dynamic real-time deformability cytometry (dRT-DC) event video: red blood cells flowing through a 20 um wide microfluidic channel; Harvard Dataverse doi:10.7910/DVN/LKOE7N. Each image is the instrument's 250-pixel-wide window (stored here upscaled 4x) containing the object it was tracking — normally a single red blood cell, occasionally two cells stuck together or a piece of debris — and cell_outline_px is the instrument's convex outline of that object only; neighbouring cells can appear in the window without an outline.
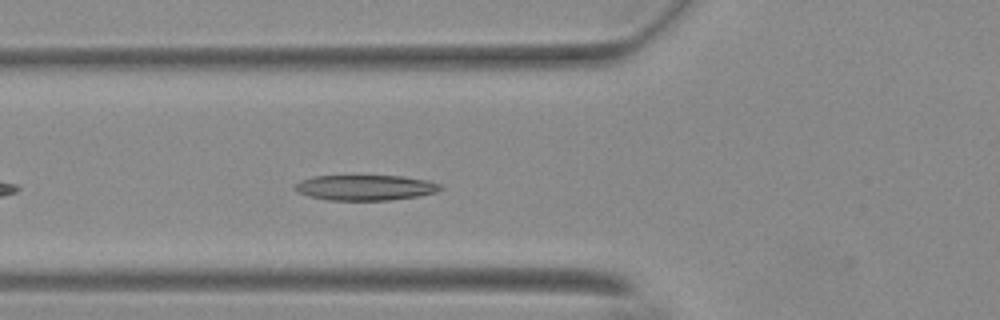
{"species": "Egyptian fruit bat (a non-hibernating species)", "species_latin": "Rousettus aegyptiacus", "temperature_condition": "warm", "stored_images_in_passage": 36, "camera_frame_rate_fps": 3000, "um_per_image_px": 0.085, "animal": {"sex": "female"}, "frame": {"image": 1, "passage_image": 6, "time_ms": 1.667, "image_size_px": [1000, 320], "cell_outline_px": [[444, 188], [436, 192], [420, 196], [392, 200], [328, 200], [308, 196], [292, 188], [300, 180], [312, 176], [400, 176], [428, 180], [440, 184]], "centroid_in_image_um": [31.07, 15.95], "position_along_channel_um": 94.7, "area_um2": 21.62}}
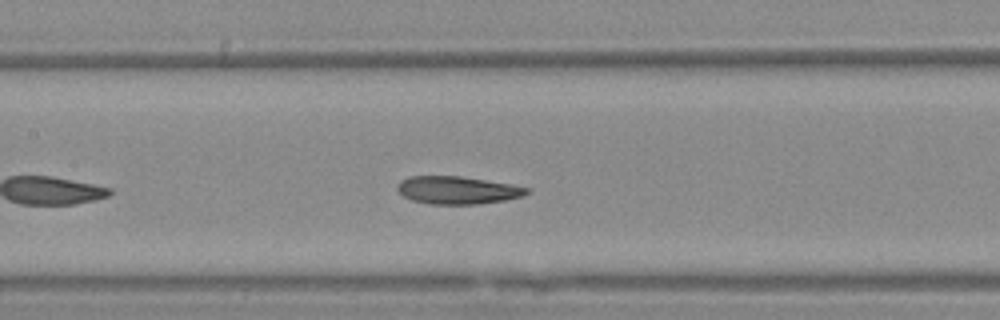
{"frame": {"image": 2, "passage_image": 12, "time_ms": 3.667, "image_size_px": [1000, 320], "cell_outline_px": [[532, 188], [524, 196], [504, 200], [476, 204], [428, 204], [412, 200], [404, 196], [396, 188], [400, 180], [412, 176], [460, 176], [512, 184]], "centroid_in_image_um": [38.91, 16.16], "position_along_channel_um": 168.5, "area_um2": 20.92}}
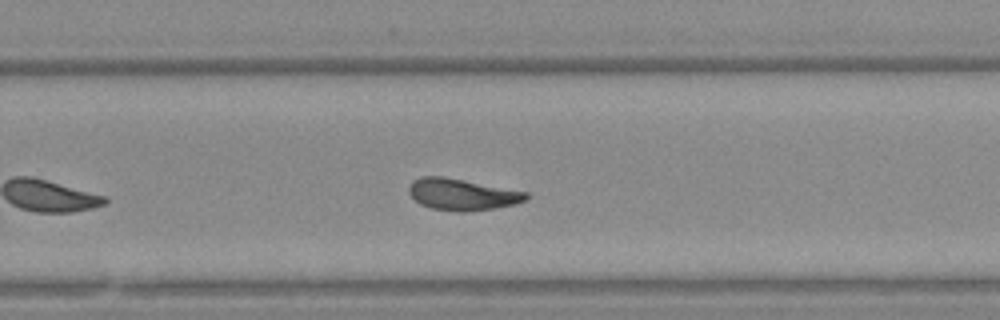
{"frame": {"image": 3, "passage_image": 22, "time_ms": 7.0, "image_size_px": [1000, 320], "cell_outline_px": [[528, 200], [516, 204], [496, 208], [468, 212], [452, 212], [432, 208], [420, 204], [408, 192], [408, 188], [412, 180], [420, 176], [444, 176], [528, 192]], "centroid_in_image_um": [39.29, 16.53], "position_along_channel_um": 290.5, "area_um2": 21.85}, "authors_computed_cell_mechanics": {"area_um2": 20.9525, "velocity_mm_per_s": 3.682, "shape_relaxation_time_tau1_ms": 7.0098, "shape_relaxation_time_tau2_ms": 1.6014, "deformation_change_tau1": 0.2095, "deformation_change_tau2": 0.0912}}